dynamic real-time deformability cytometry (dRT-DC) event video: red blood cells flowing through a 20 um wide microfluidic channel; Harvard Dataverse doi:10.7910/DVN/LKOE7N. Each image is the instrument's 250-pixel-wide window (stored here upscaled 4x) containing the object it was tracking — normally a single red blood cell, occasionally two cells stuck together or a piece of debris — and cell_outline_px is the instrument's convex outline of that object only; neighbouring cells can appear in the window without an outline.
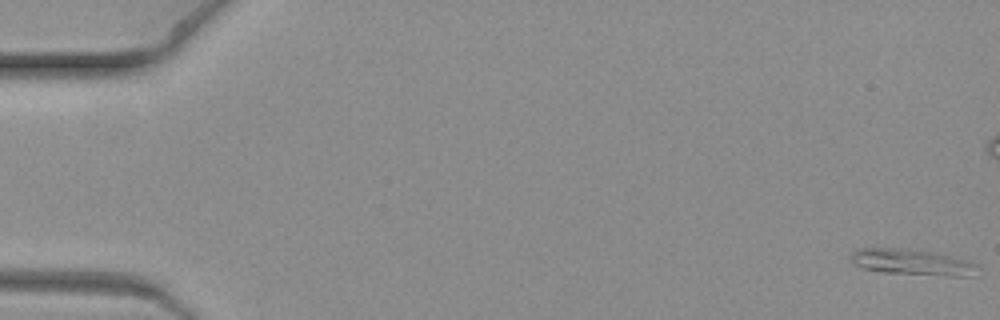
{"species": "common noctule bat (a hibernating species)", "species_latin": "Nyctalus noctula", "temperature_condition": "warm", "stored_images_in_passage": 9, "segment_of_instrument_passage": [1, 2], "camera_frame_rate_fps": 3000, "um_per_image_px": 0.085, "animal": {"sex": "female", "body_mass_g": 19.3, "forearm_length_mm": 54.1}, "frame": {"image": 1, "passage_image": 1, "time_ms": 0.0, "image_size_px": [1000, 320], "cell_outline_px": [[976, 264], [972, 276], [948, 276], [880, 272], [864, 268], [856, 264], [852, 260], [852, 252], [856, 248], [896, 248], [932, 252], [972, 260]], "centroid_in_image_um": [77.54, 22.28], "position_along_channel_um": 7.5, "area_um2": 18.96}}
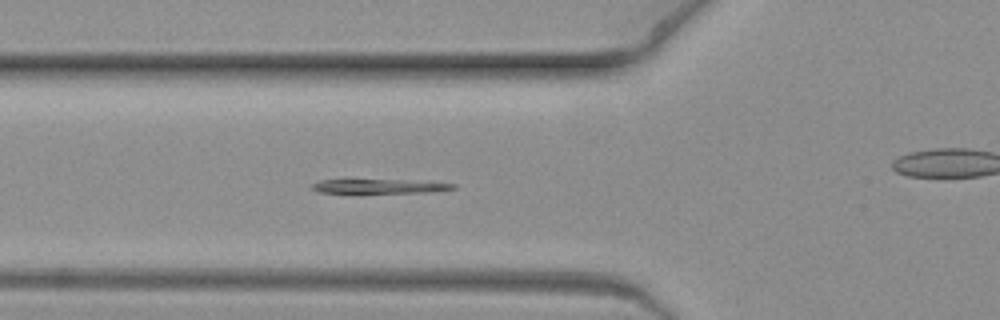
{"frame": {"image": 2, "passage_image": 8, "time_ms": 2.333, "image_size_px": [1000, 320], "cell_outline_px": [[456, 188], [436, 192], [320, 192], [312, 188], [312, 184], [320, 180], [404, 180], [456, 184]], "centroid_in_image_um": [32.31, 15.83], "position_along_channel_um": 93.5, "area_um2": 11.21}}